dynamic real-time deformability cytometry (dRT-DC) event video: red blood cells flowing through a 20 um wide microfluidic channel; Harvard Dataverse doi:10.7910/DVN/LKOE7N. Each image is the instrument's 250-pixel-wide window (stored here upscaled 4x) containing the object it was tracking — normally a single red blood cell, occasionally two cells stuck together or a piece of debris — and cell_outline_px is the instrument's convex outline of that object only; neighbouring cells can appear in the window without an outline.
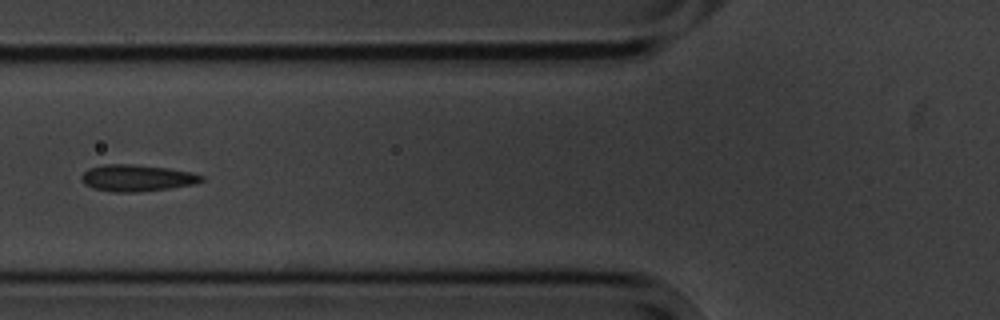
{"species": "common noctule bat (a hibernating species)", "species_latin": "Nyctalus noctula", "temperature_condition": "cold", "stored_images_in_passage": 5, "camera_frame_rate_fps": 3000, "um_per_image_px": 0.085, "animal": {"sex": "male", "body_mass_g": 20.1, "forearm_length_mm": 53.5}, "frame": {"image": 1, "passage_image": 5, "time_ms": 5.333, "image_size_px": [1000, 320], "cell_outline_px": [[204, 180], [192, 184], [168, 188], [136, 192], [112, 192], [92, 188], [84, 184], [80, 180], [80, 176], [88, 168], [104, 164], [132, 164], [168, 168], [192, 172], [204, 176]], "centroid_in_image_um": [11.58, 15.12], "position_along_channel_um": 114.2, "area_um2": 18.67}}